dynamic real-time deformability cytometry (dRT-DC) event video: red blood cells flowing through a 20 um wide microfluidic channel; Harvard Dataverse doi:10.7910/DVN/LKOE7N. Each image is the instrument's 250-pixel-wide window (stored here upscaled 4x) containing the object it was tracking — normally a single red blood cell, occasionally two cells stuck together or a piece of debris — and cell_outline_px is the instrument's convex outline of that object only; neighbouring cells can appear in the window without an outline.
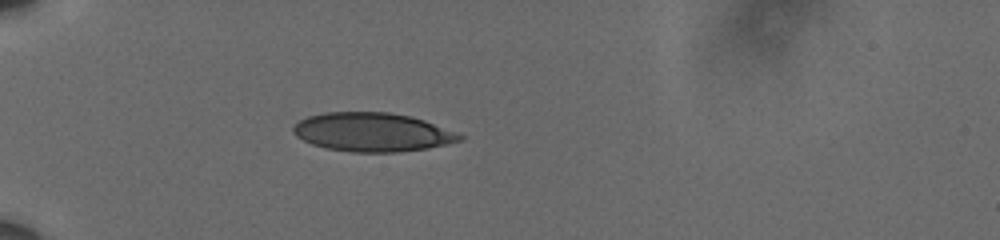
{"species": "human", "species_latin": "Homo sapiens", "temperature_condition": "cold", "stored_images_in_passage": 41, "camera_frame_rate_fps": 3000, "um_per_image_px": 0.085, "donor": {"sex": "male"}, "frame": {"image": 1, "passage_image": 1, "time_ms": 0.0, "image_size_px": [1000, 240], "cell_outline_px": [[464, 136], [460, 140], [448, 144], [428, 148], [400, 152], [352, 152], [328, 148], [312, 144], [296, 136], [292, 132], [292, 128], [300, 120], [308, 116], [324, 112], [388, 112], [408, 116], [424, 120], [456, 132]], "centroid_in_image_um": [31.64, 11.23], "position_along_channel_um": 53.4, "area_um2": 37.45}}
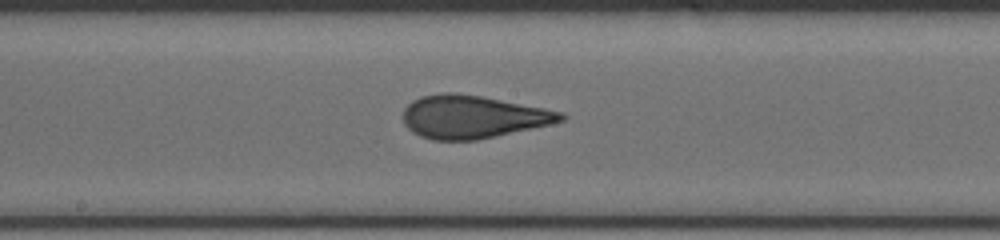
{"frame": {"image": 2, "passage_image": 16, "time_ms": 5.0, "image_size_px": [1000, 240], "cell_outline_px": [[568, 116], [564, 120], [548, 124], [476, 140], [432, 140], [420, 136], [412, 132], [404, 124], [404, 108], [412, 100], [420, 96], [444, 92], [448, 92], [480, 96], [544, 108], [564, 112]], "centroid_in_image_um": [40.14, 9.92], "position_along_channel_um": 208.1, "area_um2": 39.07}}
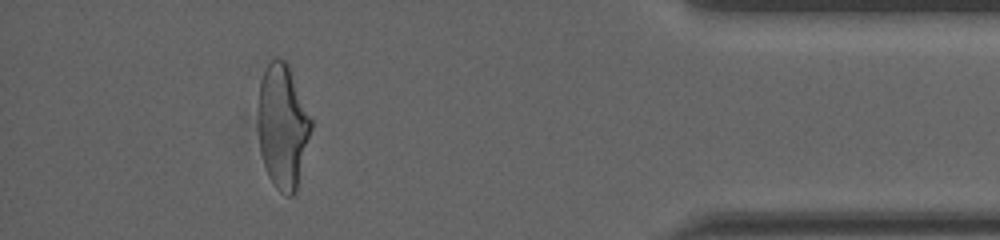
{"frame": {"image": 3, "passage_image": 36, "time_ms": 11.667, "image_size_px": [1000, 240], "cell_outline_px": [[312, 128], [296, 192], [292, 196], [288, 196], [280, 192], [272, 184], [268, 176], [260, 152], [260, 80], [268, 64], [276, 56], [284, 60], [288, 64], [312, 120]], "centroid_in_image_um": [24.06, 10.77], "position_along_channel_um": 411.1, "area_um2": 37.8}, "authors_computed_cell_mechanics": {"area_um2": 38.6682, "velocity_mm_per_s": 3.6107, "shape_relaxation_time_tau1_ms": 5.233, "shape_relaxation_time_tau2_ms": 1.0102, "deformation_change_tau1": 0.1934, "deformation_change_tau2": 0.0845}}